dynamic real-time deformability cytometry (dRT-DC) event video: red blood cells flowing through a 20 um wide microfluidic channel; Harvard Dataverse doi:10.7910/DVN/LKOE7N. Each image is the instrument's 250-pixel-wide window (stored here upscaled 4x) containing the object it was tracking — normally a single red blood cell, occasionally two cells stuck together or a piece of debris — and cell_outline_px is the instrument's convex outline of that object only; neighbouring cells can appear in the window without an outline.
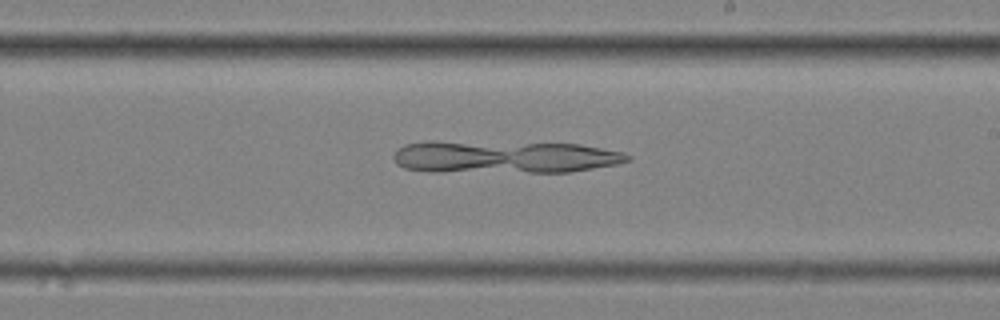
{"species": "common noctule bat (a hibernating species)", "species_latin": "Nyctalus noctula", "temperature_condition": "cold", "stored_images_in_passage": 57, "camera_frame_rate_fps": 3000, "um_per_image_px": 0.085, "animal": {"sex": "female", "body_mass_g": 25.1}, "frame": {"image": 1, "passage_image": 33, "time_ms": 10.667, "image_size_px": [1000, 320], "cell_outline_px": [[632, 160], [616, 164], [568, 172], [428, 172], [404, 168], [396, 164], [392, 156], [396, 148], [404, 144], [428, 140], [432, 140], [580, 144], [624, 152], [632, 156]], "centroid_in_image_um": [42.78, 13.33], "position_along_channel_um": 246.2, "area_um2": 45.37}}